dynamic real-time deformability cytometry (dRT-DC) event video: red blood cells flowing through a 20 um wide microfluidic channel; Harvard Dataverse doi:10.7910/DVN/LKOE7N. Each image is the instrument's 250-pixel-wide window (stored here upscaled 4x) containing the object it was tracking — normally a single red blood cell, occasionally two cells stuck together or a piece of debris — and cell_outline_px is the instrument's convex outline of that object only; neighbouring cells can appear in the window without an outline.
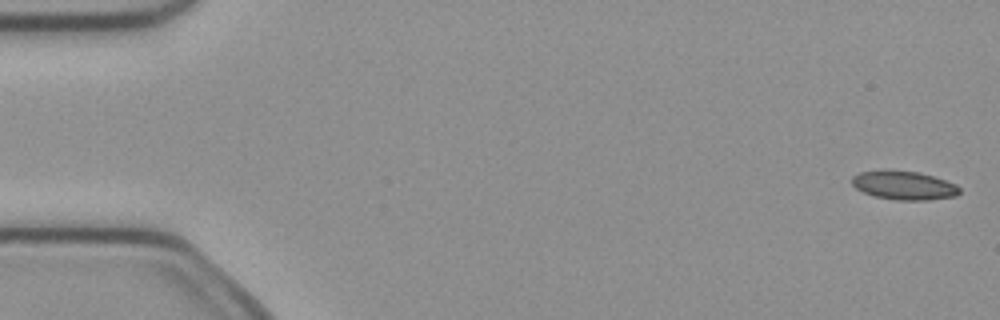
{"species": "common noctule bat (a hibernating species)", "species_latin": "Nyctalus noctula", "temperature_condition": "cold", "stored_images_in_passage": 6, "segment_of_instrument_passage": [1, 2], "camera_frame_rate_fps": 3000, "um_per_image_px": 0.085, "animal": {"sex": "female", "body_mass_g": 21.9}, "frame": {"image": 1, "passage_image": 1, "time_ms": 0.0, "image_size_px": [1000, 320], "cell_outline_px": [[960, 192], [956, 196], [928, 200], [896, 200], [876, 196], [864, 192], [856, 188], [852, 184], [852, 176], [860, 172], [884, 168], [920, 172], [956, 184], [960, 188]], "centroid_in_image_um": [76.81, 15.73], "position_along_channel_um": 8.2, "area_um2": 18.26}}
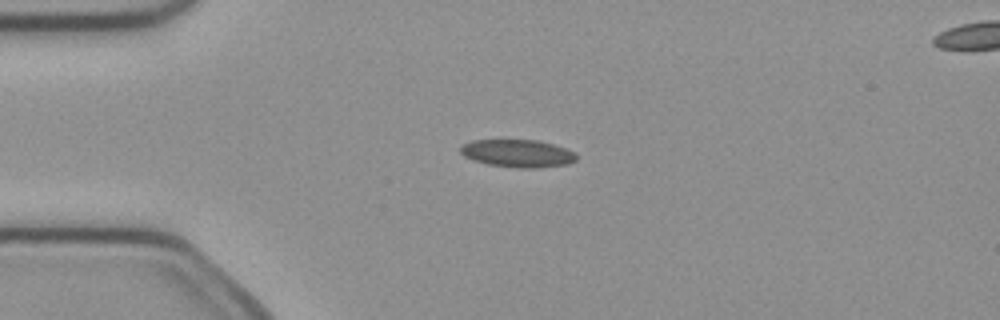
{"frame": {"image": 2, "passage_image": 4, "time_ms": 1.0, "image_size_px": [1000, 320], "cell_outline_px": [[576, 160], [568, 164], [536, 168], [516, 168], [488, 164], [464, 156], [460, 152], [460, 148], [464, 144], [472, 140], [540, 140], [576, 152]], "centroid_in_image_um": [44.03, 13.04], "position_along_channel_um": 41.0, "area_um2": 18.61}}